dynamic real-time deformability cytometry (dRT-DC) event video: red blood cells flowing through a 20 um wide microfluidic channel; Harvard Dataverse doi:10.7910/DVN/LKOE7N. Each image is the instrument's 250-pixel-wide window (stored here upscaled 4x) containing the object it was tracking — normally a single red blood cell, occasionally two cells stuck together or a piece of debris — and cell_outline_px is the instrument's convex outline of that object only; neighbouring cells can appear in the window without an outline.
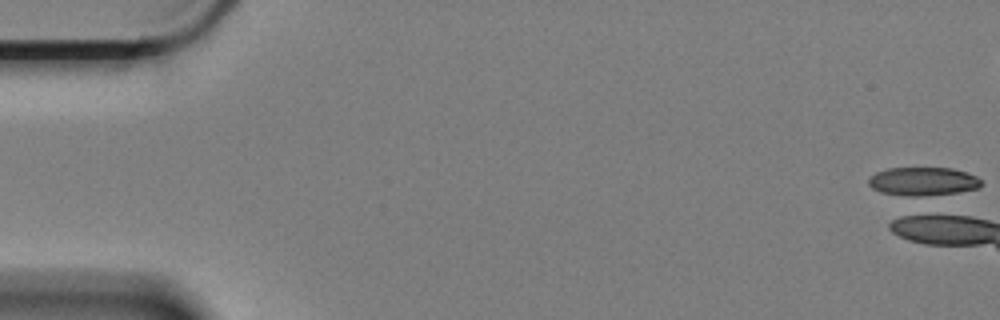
{"species": "Egyptian fruit bat (a non-hibernating species)", "species_latin": "Rousettus aegyptiacus", "temperature_condition": "cold", "stored_images_in_passage": 1, "camera_frame_rate_fps": 3000, "um_per_image_px": 0.085, "animal": {"sex": "female"}, "frame": {"image": 1, "passage_image": 1, "time_ms": 0.0, "image_size_px": [1000, 320], "cell_outline_px": [[980, 188], [956, 192], [920, 196], [908, 196], [880, 192], [872, 188], [868, 184], [868, 176], [876, 172], [888, 168], [952, 168], [976, 176], [980, 180]], "centroid_in_image_um": [78.4, 15.41], "position_along_channel_um": 6.6, "area_um2": 18.55}}